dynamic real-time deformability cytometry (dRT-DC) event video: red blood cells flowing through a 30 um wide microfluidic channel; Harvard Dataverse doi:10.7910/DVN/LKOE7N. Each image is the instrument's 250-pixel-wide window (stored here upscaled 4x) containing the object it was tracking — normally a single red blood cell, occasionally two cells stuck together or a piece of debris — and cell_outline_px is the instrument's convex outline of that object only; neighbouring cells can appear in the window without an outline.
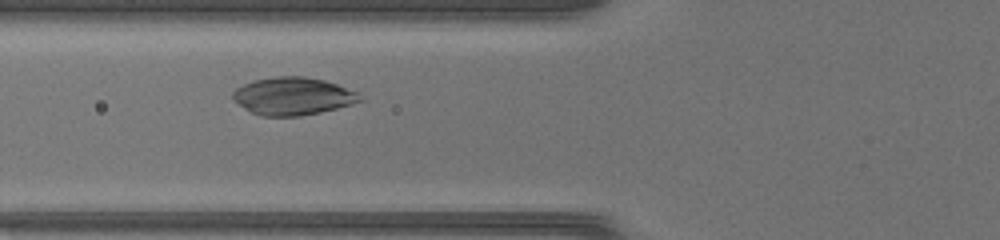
{"species": "common noctule bat (a hibernating species)", "species_latin": "Nyctalus noctula", "temperature_condition": "warm", "stored_images_in_passage": 34, "camera_frame_rate_fps": 3000, "um_per_image_px": 0.085, "animal": {"sex": "female", "body_mass_g": 17.0, "forearm_length_mm": 48.0}, "frame": {"image": 1, "passage_image": 9, "time_ms": 2.667, "image_size_px": [1000, 240], "cell_outline_px": [[364, 100], [336, 108], [320, 112], [300, 116], [264, 116], [252, 112], [240, 104], [232, 96], [232, 92], [236, 88], [244, 84], [256, 80], [276, 76], [304, 76], [324, 80], [360, 92]], "centroid_in_image_um": [24.94, 8.16], "position_along_channel_um": 100.9, "area_um2": 27.69}}
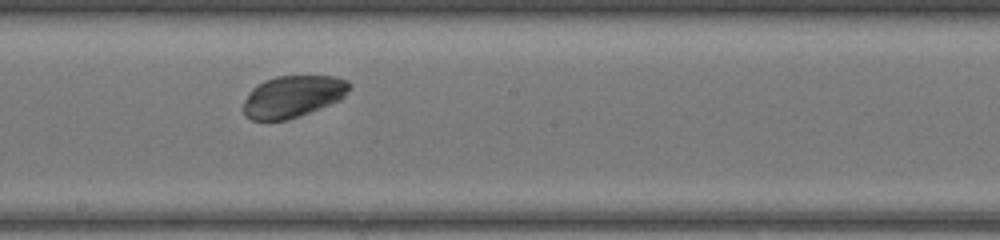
{"frame": {"image": 2, "passage_image": 18, "time_ms": 5.667, "image_size_px": [1000, 240], "cell_outline_px": [[352, 84], [344, 96], [340, 100], [288, 120], [252, 120], [244, 112], [244, 100], [252, 88], [256, 84], [264, 80], [276, 76], [336, 76], [348, 80]], "centroid_in_image_um": [24.9, 8.18], "position_along_channel_um": 223.3, "area_um2": 25.78}}
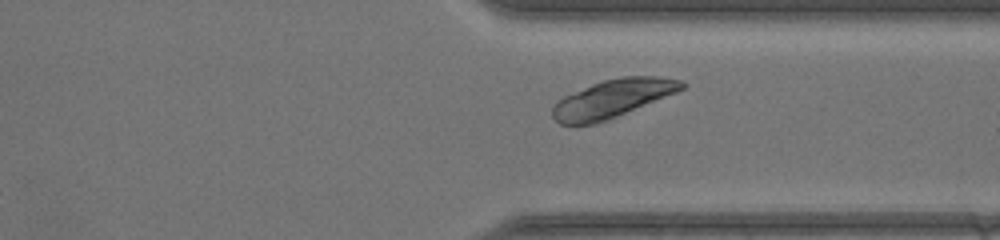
{"frame": {"image": 3, "passage_image": 28, "time_ms": 9.0, "image_size_px": [1000, 240], "cell_outline_px": [[688, 84], [684, 88], [676, 92], [608, 120], [596, 124], [560, 124], [552, 116], [552, 108], [564, 96], [592, 84], [604, 80], [620, 76], [660, 76], [684, 80]], "centroid_in_image_um": [52.11, 8.36], "position_along_channel_um": 359.3, "area_um2": 28.5}, "authors_computed_cell_mechanics": {"area_um2": 26.7614, "velocity_mm_per_s": 4.0773, "shape_relaxation_time_tau1_ms": 1.4893, "shape_relaxation_time_tau2_ms": 1.6734, "deformation_change_tau1": 0.0877, "deformation_change_tau2": 0.0233}}